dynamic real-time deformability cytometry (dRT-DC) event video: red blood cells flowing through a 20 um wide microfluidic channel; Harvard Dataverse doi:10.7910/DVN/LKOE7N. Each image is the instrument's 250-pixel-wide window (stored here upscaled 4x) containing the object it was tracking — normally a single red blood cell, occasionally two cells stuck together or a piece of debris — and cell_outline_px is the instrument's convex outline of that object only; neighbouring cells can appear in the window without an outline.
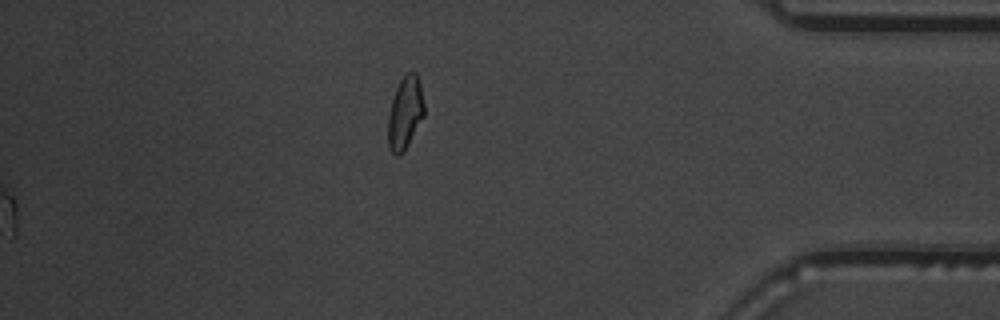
{"species": "common noctule bat (a hibernating species)", "species_latin": "Nyctalus noctula", "temperature_condition": "warm", "stored_images_in_passage": 46, "segment_of_instrument_passage": [2, 2], "camera_frame_rate_fps": 3000, "um_per_image_px": 0.085, "animal": {"sex": "male", "body_mass_g": 19.5, "forearm_length_mm": 54.6}, "frame": {"image": 1, "passage_image": 46, "time_ms": 15.0, "image_size_px": [1000, 320], "cell_outline_px": [[424, 116], [404, 152], [400, 156], [396, 156], [388, 148], [388, 112], [396, 88], [400, 80], [408, 72], [416, 72], [420, 84], [424, 104]], "centroid_in_image_um": [34.42, 9.63], "position_along_channel_um": 400.8, "area_um2": 15.37}}